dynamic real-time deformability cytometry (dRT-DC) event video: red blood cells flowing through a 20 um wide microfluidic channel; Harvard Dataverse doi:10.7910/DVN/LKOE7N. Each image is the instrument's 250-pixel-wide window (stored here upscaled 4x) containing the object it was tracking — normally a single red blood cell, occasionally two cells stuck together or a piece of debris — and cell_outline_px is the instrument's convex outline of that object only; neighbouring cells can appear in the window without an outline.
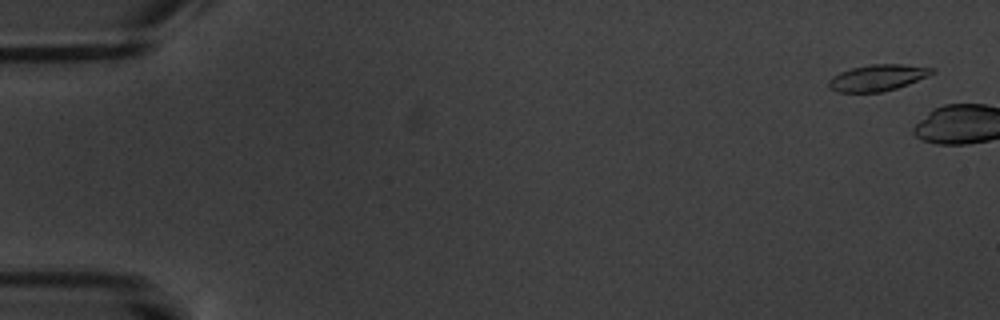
{"species": "common noctule bat (a hibernating species)", "species_latin": "Nyctalus noctula", "temperature_condition": "warm", "stored_images_in_passage": 2, "camera_frame_rate_fps": 3000, "um_per_image_px": 0.085, "animal": {"sex": "male", "body_mass_g": 20.1, "forearm_length_mm": 53.5}, "frame": {"image": 1, "passage_image": 1, "time_ms": 0.0, "image_size_px": [1000, 320], "cell_outline_px": [[936, 72], [928, 76], [908, 84], [896, 88], [880, 92], [840, 92], [828, 88], [828, 80], [832, 76], [840, 72], [852, 68], [872, 64], [900, 64], [936, 68]], "centroid_in_image_um": [74.6, 6.6], "position_along_channel_um": 10.4, "area_um2": 15.84}}